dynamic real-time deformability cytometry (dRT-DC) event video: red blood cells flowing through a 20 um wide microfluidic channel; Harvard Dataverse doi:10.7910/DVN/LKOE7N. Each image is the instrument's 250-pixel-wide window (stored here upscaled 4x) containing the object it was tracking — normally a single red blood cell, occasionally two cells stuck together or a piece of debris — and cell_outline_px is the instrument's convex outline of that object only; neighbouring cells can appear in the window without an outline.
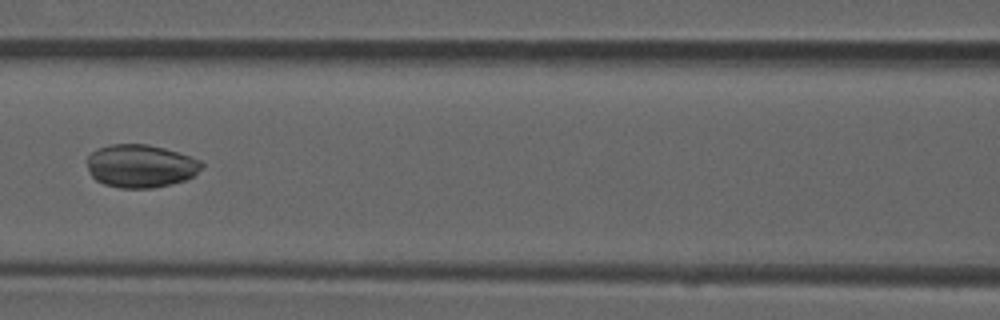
{"species": "common noctule bat (a hibernating species)", "species_latin": "Nyctalus noctula", "temperature_condition": "room temperature", "stored_images_in_passage": 6, "camera_frame_rate_fps": 3000, "um_per_image_px": 0.085, "animal": {"sex": "male", "forearm_length_mm": 52.5}, "frame": {"image": 1, "passage_image": 6, "time_ms": 1.667, "image_size_px": [1000, 320], "cell_outline_px": [[204, 164], [192, 176], [184, 180], [172, 184], [152, 188], [120, 188], [104, 184], [96, 180], [88, 172], [88, 156], [92, 152], [100, 148], [112, 144], [148, 144], [164, 148], [200, 160]], "centroid_in_image_um": [11.93, 14.11], "position_along_channel_um": 154.7, "area_um2": 28.5}}